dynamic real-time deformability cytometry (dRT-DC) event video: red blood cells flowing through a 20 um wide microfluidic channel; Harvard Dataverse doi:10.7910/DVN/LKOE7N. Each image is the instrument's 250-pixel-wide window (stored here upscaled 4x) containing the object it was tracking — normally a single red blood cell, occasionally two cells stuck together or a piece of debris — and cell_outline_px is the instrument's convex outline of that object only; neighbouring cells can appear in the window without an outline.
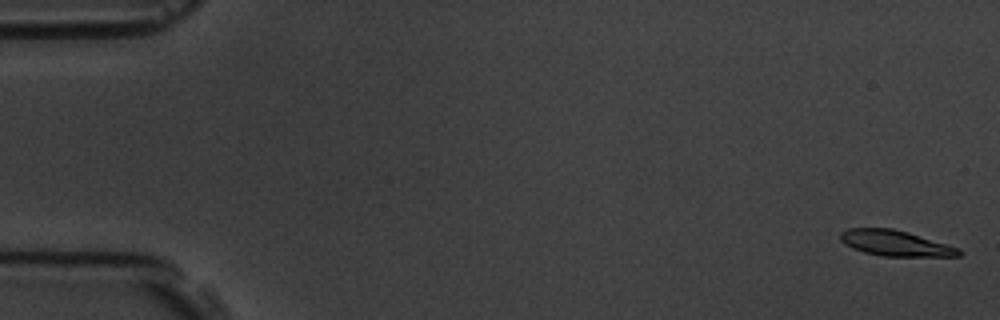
{"species": "common noctule bat (a hibernating species)", "species_latin": "Nyctalus noctula", "temperature_condition": "room temperature", "stored_images_in_passage": 7, "camera_frame_rate_fps": 3000, "um_per_image_px": 0.085, "animal": {"sex": "male", "body_mass_g": 19.5, "forearm_length_mm": 54.6}, "frame": {"image": 1, "passage_image": 1, "time_ms": 0.0, "image_size_px": [1000, 320], "cell_outline_px": [[964, 252], [960, 256], [880, 256], [864, 252], [852, 248], [844, 244], [840, 240], [840, 232], [848, 228], [892, 228], [908, 232], [960, 248]], "centroid_in_image_um": [76.1, 20.67], "position_along_channel_um": 8.9, "area_um2": 17.8}}